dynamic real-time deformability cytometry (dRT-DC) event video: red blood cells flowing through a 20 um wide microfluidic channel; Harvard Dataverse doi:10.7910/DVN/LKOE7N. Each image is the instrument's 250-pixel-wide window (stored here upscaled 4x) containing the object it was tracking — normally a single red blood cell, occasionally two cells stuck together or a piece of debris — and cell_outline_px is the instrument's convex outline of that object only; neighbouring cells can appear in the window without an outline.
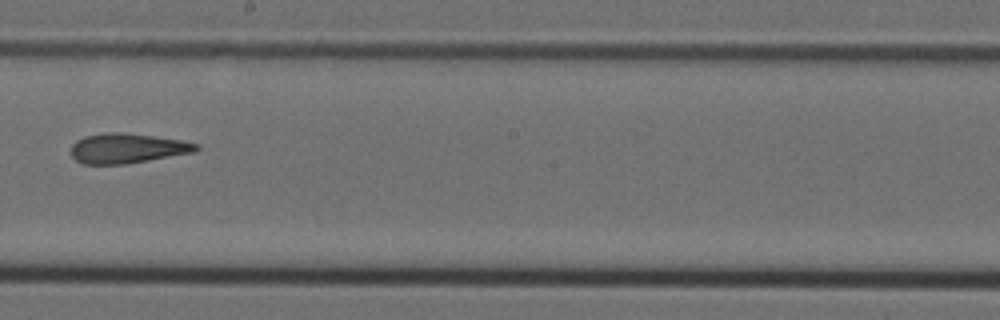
{"species": "Egyptian fruit bat (a non-hibernating species)", "species_latin": "Rousettus aegyptiacus", "temperature_condition": "cold", "stored_images_in_passage": 9, "camera_frame_rate_fps": 3000, "um_per_image_px": 0.085, "animal": {"sex": "female"}, "frame": {"image": 1, "passage_image": 9, "time_ms": 2.667, "image_size_px": [1000, 320], "cell_outline_px": [[200, 148], [196, 152], [124, 164], [84, 164], [76, 160], [72, 156], [72, 144], [76, 140], [84, 136], [108, 132], [124, 132], [156, 136], [180, 140], [200, 144]], "centroid_in_image_um": [10.84, 12.59], "position_along_channel_um": 237.4, "area_um2": 21.85}}